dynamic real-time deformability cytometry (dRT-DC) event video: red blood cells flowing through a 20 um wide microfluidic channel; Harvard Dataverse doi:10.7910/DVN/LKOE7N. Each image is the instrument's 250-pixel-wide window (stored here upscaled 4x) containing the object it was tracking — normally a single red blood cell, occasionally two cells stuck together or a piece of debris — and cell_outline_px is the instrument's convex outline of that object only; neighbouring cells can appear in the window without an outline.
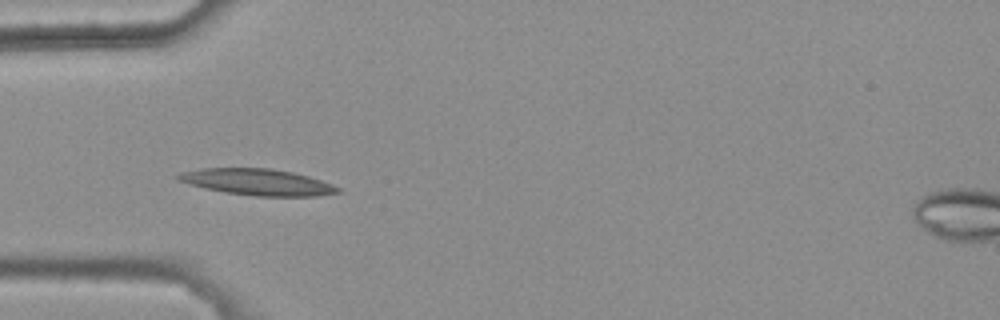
{"species": "common noctule bat (a hibernating species)", "species_latin": "Nyctalus noctula", "temperature_condition": "warm", "stored_images_in_passage": 8, "camera_frame_rate_fps": 3000, "um_per_image_px": 0.085, "animal": {"sex": "female", "body_mass_g": 25.1}, "frame": {"image": 1, "passage_image": 4, "time_ms": 1.0, "image_size_px": [1000, 320], "cell_outline_px": [[344, 192], [316, 196], [256, 196], [224, 192], [204, 188], [176, 180], [172, 176], [180, 172], [200, 168], [272, 168], [292, 172], [308, 176], [332, 184], [340, 188]], "centroid_in_image_um": [21.85, 15.47], "position_along_channel_um": 63.2, "area_um2": 24.74}}
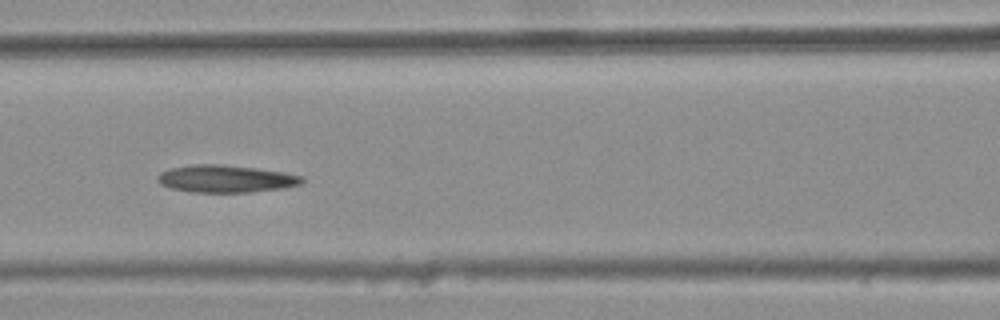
{"frame": {"image": 2, "passage_image": 6, "time_ms": 1.667, "image_size_px": [1000, 320], "cell_outline_px": [[304, 180], [300, 184], [284, 188], [248, 192], [192, 192], [168, 188], [160, 184], [156, 180], [156, 176], [160, 172], [172, 168], [192, 164], [224, 164], [256, 168], [284, 172], [304, 176]], "centroid_in_image_um": [19.16, 15.19], "position_along_channel_um": 147.4, "area_um2": 23.24}}
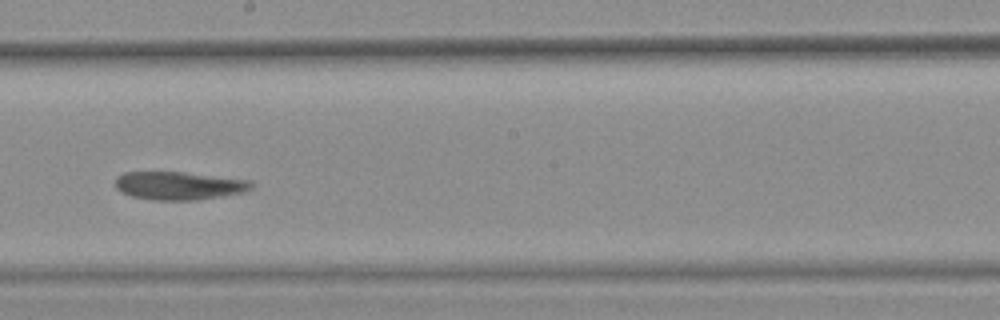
{"frame": {"image": 3, "passage_image": 8, "time_ms": 2.333, "image_size_px": [1000, 320], "cell_outline_px": [[256, 184], [252, 188], [244, 192], [196, 200], [152, 200], [132, 196], [120, 192], [116, 188], [116, 176], [124, 172], [184, 172], [252, 180]], "centroid_in_image_um": [15.23, 15.77], "position_along_channel_um": 233.0, "area_um2": 22.48}}